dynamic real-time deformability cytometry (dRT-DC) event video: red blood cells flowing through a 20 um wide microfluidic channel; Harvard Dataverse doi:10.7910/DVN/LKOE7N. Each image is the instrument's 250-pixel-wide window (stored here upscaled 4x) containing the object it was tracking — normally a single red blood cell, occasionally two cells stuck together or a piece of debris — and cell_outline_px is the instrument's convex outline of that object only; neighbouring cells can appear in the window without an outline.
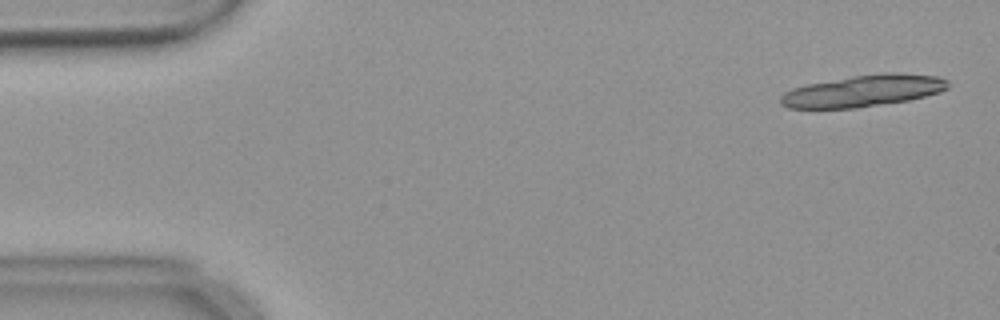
{"species": "common noctule bat (a hibernating species)", "species_latin": "Nyctalus noctula", "temperature_condition": "warm", "stored_images_in_passage": 20, "camera_frame_rate_fps": 3000, "um_per_image_px": 0.085, "animal": {"sex": "female", "body_mass_g": 18.4}, "frame": {"image": 1, "passage_image": 2, "time_ms": 0.333, "image_size_px": [1000, 320], "cell_outline_px": [[948, 88], [940, 92], [908, 100], [856, 108], [788, 108], [780, 104], [780, 96], [784, 92], [792, 88], [808, 84], [852, 76], [880, 72], [900, 72], [940, 76], [948, 80]], "centroid_in_image_um": [73.39, 7.71], "position_along_channel_um": 11.6, "area_um2": 31.1}}